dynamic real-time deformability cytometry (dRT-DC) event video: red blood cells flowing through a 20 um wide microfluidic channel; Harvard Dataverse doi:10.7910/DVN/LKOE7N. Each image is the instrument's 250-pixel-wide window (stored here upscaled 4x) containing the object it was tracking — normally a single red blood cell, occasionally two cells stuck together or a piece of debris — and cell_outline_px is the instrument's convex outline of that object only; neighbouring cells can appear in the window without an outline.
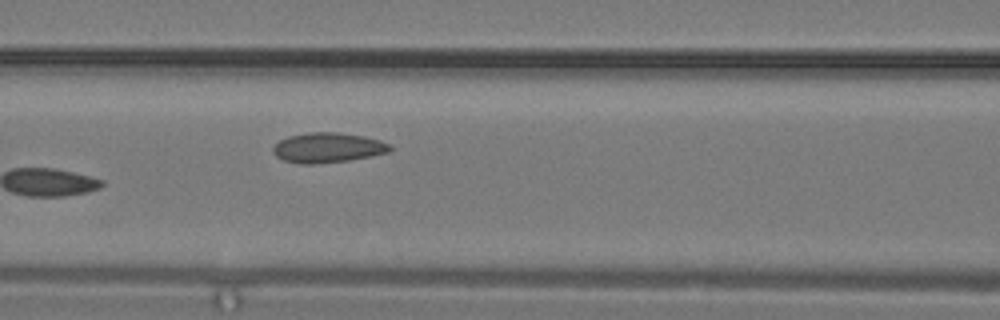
{"species": "common noctule bat (a hibernating species)", "species_latin": "Nyctalus noctula", "temperature_condition": "warm", "stored_images_in_passage": 4, "camera_frame_rate_fps": 3000, "um_per_image_px": 0.085, "animal": {"sex": "male", "body_mass_g": 19.2, "forearm_length_mm": 51.8}, "frame": {"image": 1, "passage_image": 4, "time_ms": 1.0, "image_size_px": [1000, 320], "cell_outline_px": [[392, 148], [388, 152], [372, 156], [348, 160], [312, 164], [296, 164], [284, 160], [276, 156], [272, 152], [272, 148], [280, 140], [288, 136], [308, 132], [336, 132], [364, 136], [380, 140], [388, 144]], "centroid_in_image_um": [27.83, 12.55], "position_along_channel_um": 138.8, "area_um2": 20.4}}